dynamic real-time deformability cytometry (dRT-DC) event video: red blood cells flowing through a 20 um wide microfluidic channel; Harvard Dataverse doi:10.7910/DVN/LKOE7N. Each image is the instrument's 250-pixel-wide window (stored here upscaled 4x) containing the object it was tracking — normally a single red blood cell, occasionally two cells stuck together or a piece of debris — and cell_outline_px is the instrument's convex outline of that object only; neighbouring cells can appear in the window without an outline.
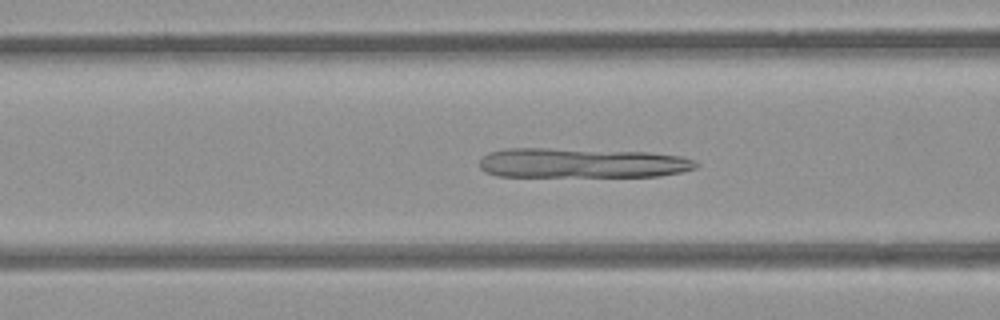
{"species": "common noctule bat (a hibernating species)", "species_latin": "Nyctalus noctula", "temperature_condition": "room temperature", "stored_images_in_passage": 52, "camera_frame_rate_fps": 3000, "um_per_image_px": 0.085, "animal": {"sex": "female", "body_mass_g": 21.9}, "frame": {"image": 1, "passage_image": 20, "time_ms": 6.333, "image_size_px": [1000, 320], "cell_outline_px": [[700, 164], [696, 168], [680, 172], [660, 176], [496, 176], [484, 172], [480, 168], [480, 160], [488, 152], [504, 148], [548, 148], [648, 152], [680, 156], [692, 160]], "centroid_in_image_um": [49.41, 13.85], "position_along_channel_um": 117.2, "area_um2": 37.69}}
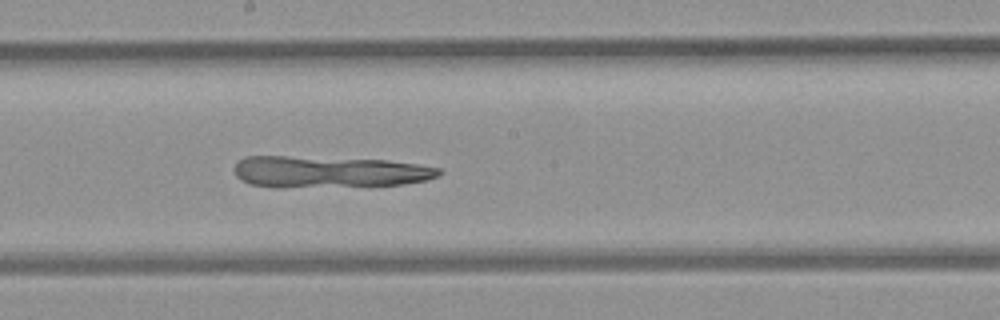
{"frame": {"image": 2, "passage_image": 28, "time_ms": 9.0, "image_size_px": [1000, 320], "cell_outline_px": [[444, 172], [440, 176], [424, 180], [404, 184], [280, 188], [276, 188], [248, 184], [240, 180], [236, 176], [232, 168], [240, 160], [248, 156], [284, 156], [388, 160], [420, 164], [440, 168]], "centroid_in_image_um": [27.94, 14.61], "position_along_channel_um": 220.3, "area_um2": 37.97}}
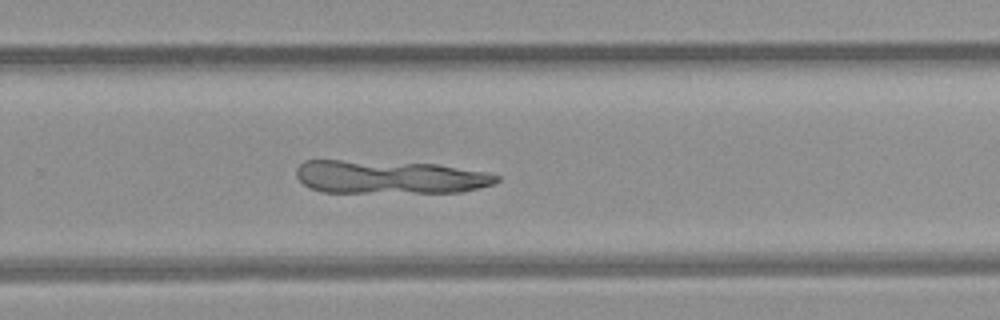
{"frame": {"image": 3, "passage_image": 34, "time_ms": 11.0, "image_size_px": [1000, 320], "cell_outline_px": [[500, 180], [492, 184], [480, 188], [464, 192], [324, 192], [312, 188], [304, 184], [296, 176], [296, 168], [304, 160], [340, 160], [436, 164], [488, 172], [500, 176]], "centroid_in_image_um": [33.14, 15.05], "position_along_channel_um": 296.7, "area_um2": 38.78}}